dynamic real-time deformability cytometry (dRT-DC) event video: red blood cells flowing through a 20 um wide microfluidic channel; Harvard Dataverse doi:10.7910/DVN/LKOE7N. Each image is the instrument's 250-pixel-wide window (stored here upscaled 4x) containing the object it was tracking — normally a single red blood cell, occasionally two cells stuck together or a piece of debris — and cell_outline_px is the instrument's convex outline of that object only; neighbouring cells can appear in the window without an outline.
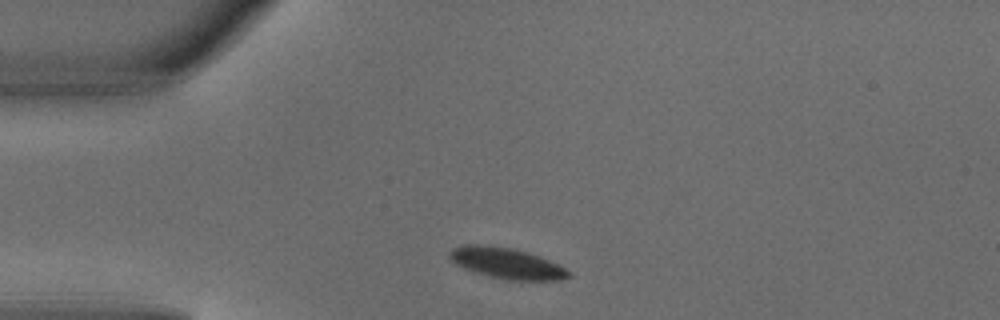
{"species": "common noctule bat (a hibernating species)", "species_latin": "Nyctalus noctula", "temperature_condition": "warm", "stored_images_in_passage": 3, "camera_frame_rate_fps": 3000, "um_per_image_px": 0.085, "animal": {"sex": "male", "body_mass_g": 18.8}, "frame": {"image": 1, "passage_image": 1, "time_ms": 0.0, "image_size_px": [1000, 320], "cell_outline_px": [[572, 276], [560, 280], [508, 280], [476, 272], [464, 268], [456, 264], [448, 256], [448, 252], [452, 248], [460, 244], [480, 244], [512, 248], [528, 252], [548, 260], [572, 272]], "centroid_in_image_um": [43.04, 22.36], "position_along_channel_um": 42.0, "area_um2": 21.33}}
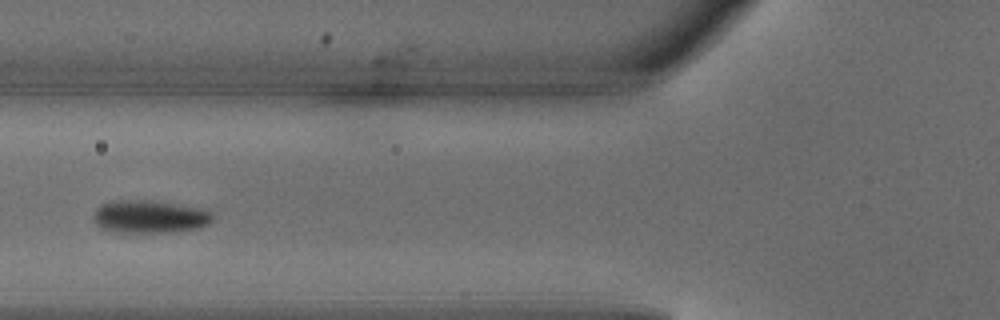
{"frame": {"image": 2, "passage_image": 3, "time_ms": 0.667, "image_size_px": [1000, 320], "cell_outline_px": [[212, 220], [208, 224], [200, 228], [176, 232], [112, 232], [100, 228], [92, 220], [96, 208], [100, 204], [116, 200], [148, 200], [200, 208], [212, 212]], "centroid_in_image_um": [12.68, 18.43], "position_along_channel_um": 113.1, "area_um2": 22.95}}